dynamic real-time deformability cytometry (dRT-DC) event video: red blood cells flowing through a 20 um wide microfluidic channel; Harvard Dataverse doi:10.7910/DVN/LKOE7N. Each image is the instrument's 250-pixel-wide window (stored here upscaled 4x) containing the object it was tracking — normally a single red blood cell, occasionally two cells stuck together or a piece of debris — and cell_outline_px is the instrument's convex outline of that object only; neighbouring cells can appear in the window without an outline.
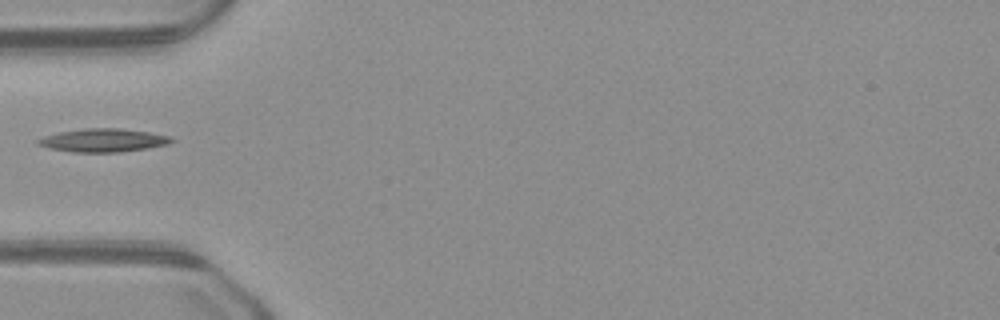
{"species": "common noctule bat (a hibernating species)", "species_latin": "Nyctalus noctula", "temperature_condition": "warm", "stored_images_in_passage": 15, "camera_frame_rate_fps": 3000, "um_per_image_px": 0.085, "animal": {"sex": "male", "body_mass_g": 23.1, "forearm_length_mm": 52.7}, "frame": {"image": 1, "passage_image": 1, "time_ms": 0.0, "image_size_px": [1000, 320], "cell_outline_px": [[176, 140], [168, 144], [148, 148], [120, 152], [72, 152], [48, 148], [36, 144], [36, 140], [44, 136], [60, 132], [84, 128], [120, 128], [148, 132], [172, 136]], "centroid_in_image_um": [8.79, 11.92], "position_along_channel_um": 76.2, "area_um2": 18.21}}